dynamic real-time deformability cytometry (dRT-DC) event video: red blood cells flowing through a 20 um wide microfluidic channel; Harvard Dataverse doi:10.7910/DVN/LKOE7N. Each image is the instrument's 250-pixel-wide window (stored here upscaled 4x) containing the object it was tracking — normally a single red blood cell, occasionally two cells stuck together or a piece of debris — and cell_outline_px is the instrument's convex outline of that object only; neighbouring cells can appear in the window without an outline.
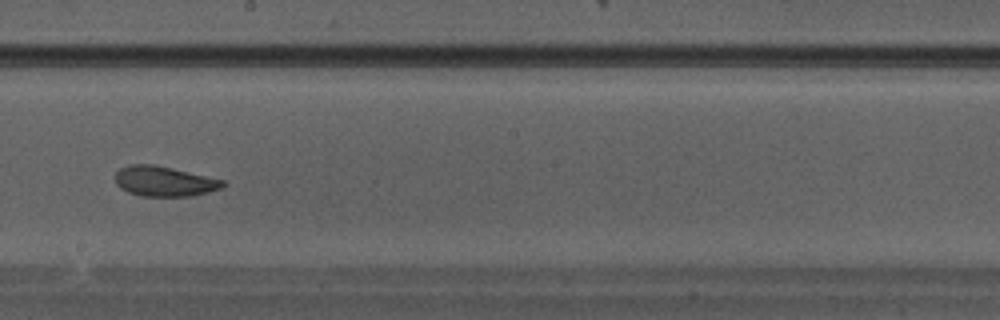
{"species": "Egyptian fruit bat (a non-hibernating species)", "species_latin": "Rousettus aegyptiacus", "temperature_condition": "warm", "stored_images_in_passage": 27, "camera_frame_rate_fps": 3000, "um_per_image_px": 0.085, "animal": {"sex": "male"}, "frame": {"image": 1, "passage_image": 12, "time_ms": 3.667, "image_size_px": [1000, 320], "cell_outline_px": [[224, 184], [220, 188], [192, 196], [144, 196], [128, 192], [120, 188], [116, 184], [116, 172], [120, 168], [128, 164], [156, 164], [224, 180]], "centroid_in_image_um": [13.92, 15.39], "position_along_channel_um": 234.3, "area_um2": 18.79}}